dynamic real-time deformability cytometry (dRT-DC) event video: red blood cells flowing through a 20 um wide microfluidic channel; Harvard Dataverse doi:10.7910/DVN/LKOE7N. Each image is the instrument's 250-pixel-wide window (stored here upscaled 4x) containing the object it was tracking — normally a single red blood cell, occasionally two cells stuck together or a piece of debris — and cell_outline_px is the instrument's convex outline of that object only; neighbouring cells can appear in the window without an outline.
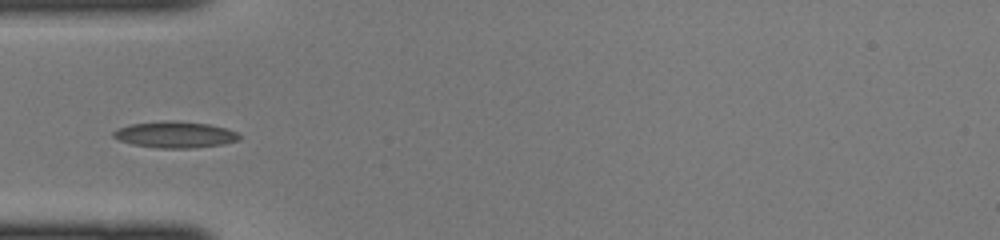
{"species": "common noctule bat (a hibernating species)", "species_latin": "Nyctalus noctula", "temperature_condition": "cold", "stored_images_in_passage": 43, "camera_frame_rate_fps": 3000, "um_per_image_px": 0.085, "animal": {"sex": "female", "body_mass_g": 22.0, "forearm_length_mm": 56.7}, "frame": {"image": 1, "passage_image": 12, "time_ms": 3.667, "image_size_px": [1000, 240], "cell_outline_px": [[240, 140], [220, 144], [192, 148], [156, 148], [132, 144], [120, 140], [112, 136], [112, 132], [116, 128], [132, 124], [164, 120], [172, 120], [208, 124], [224, 128], [236, 132], [240, 136]], "centroid_in_image_um": [14.83, 11.44], "position_along_channel_um": 70.2, "area_um2": 19.25}}
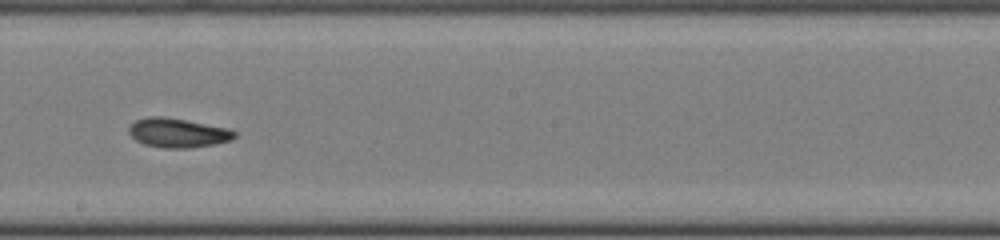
{"frame": {"image": 2, "passage_image": 23, "time_ms": 7.333, "image_size_px": [1000, 240], "cell_outline_px": [[236, 136], [232, 140], [216, 144], [188, 148], [164, 148], [144, 144], [136, 140], [128, 132], [128, 128], [136, 120], [148, 116], [160, 116], [184, 120], [228, 128], [236, 132]], "centroid_in_image_um": [15.12, 11.3], "position_along_channel_um": 233.1, "area_um2": 17.92}}
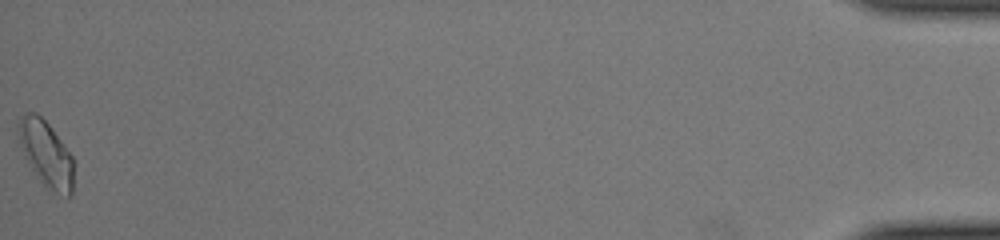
{"frame": {"image": 3, "passage_image": 43, "time_ms": 14.0, "image_size_px": [1000, 240], "cell_outline_px": [[76, 164], [72, 196], [68, 196], [48, 192], [44, 188], [28, 164], [24, 156], [20, 144], [20, 116], [24, 112], [36, 112], [48, 124], [72, 156]], "centroid_in_image_um": [3.97, 13.17], "position_along_channel_um": 431.2, "area_um2": 21.56}}